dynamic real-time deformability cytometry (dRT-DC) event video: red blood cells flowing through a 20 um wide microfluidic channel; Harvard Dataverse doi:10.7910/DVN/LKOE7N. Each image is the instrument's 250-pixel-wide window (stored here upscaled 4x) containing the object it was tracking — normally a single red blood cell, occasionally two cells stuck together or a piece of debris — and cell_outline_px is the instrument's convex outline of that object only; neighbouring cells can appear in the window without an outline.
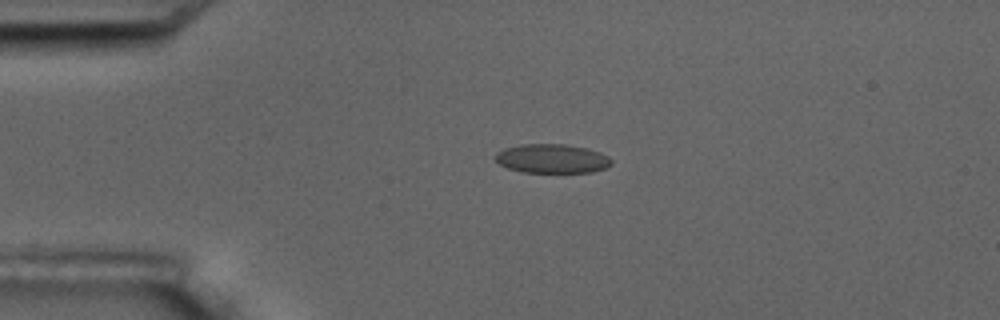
{"species": "common noctule bat (a hibernating species)", "species_latin": "Nyctalus noctula", "temperature_condition": "room temperature", "stored_images_in_passage": 5, "camera_frame_rate_fps": 3000, "um_per_image_px": 0.085, "animal": {"sex": "male", "body_mass_g": 17.5, "forearm_length_mm": 52.3}, "frame": {"image": 1, "passage_image": 4, "time_ms": 3.333, "image_size_px": [1000, 320], "cell_outline_px": [[612, 164], [604, 168], [592, 172], [524, 172], [508, 168], [500, 164], [496, 160], [496, 152], [504, 148], [520, 144], [564, 144], [588, 148], [600, 152], [608, 156], [612, 160]], "centroid_in_image_um": [46.93, 13.47], "position_along_channel_um": 38.1, "area_um2": 19.65}}